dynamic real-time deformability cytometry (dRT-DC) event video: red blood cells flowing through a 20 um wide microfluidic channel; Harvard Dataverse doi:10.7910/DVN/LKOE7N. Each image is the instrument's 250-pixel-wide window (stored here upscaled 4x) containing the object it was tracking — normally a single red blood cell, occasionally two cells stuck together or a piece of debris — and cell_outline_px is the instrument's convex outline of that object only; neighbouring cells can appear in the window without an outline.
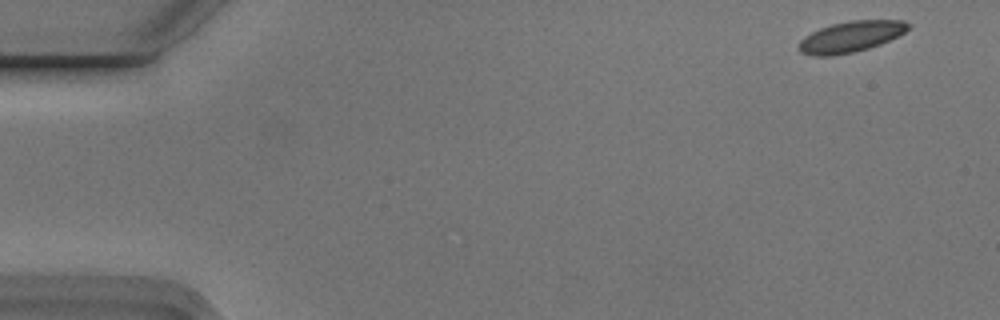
{"species": "Egyptian fruit bat (a non-hibernating species)", "species_latin": "Rousettus aegyptiacus", "temperature_condition": "cold", "stored_images_in_passage": 4, "camera_frame_rate_fps": 3000, "um_per_image_px": 0.085, "animal": {"sex": "male"}, "frame": {"image": 1, "passage_image": 1, "time_ms": 0.0, "image_size_px": [1000, 320], "cell_outline_px": [[912, 24], [904, 32], [880, 44], [868, 48], [852, 52], [832, 56], [812, 56], [800, 52], [800, 40], [804, 36], [820, 28], [832, 24], [848, 20], [904, 20]], "centroid_in_image_um": [72.31, 3.11], "position_along_channel_um": 12.7, "area_um2": 19.59}}
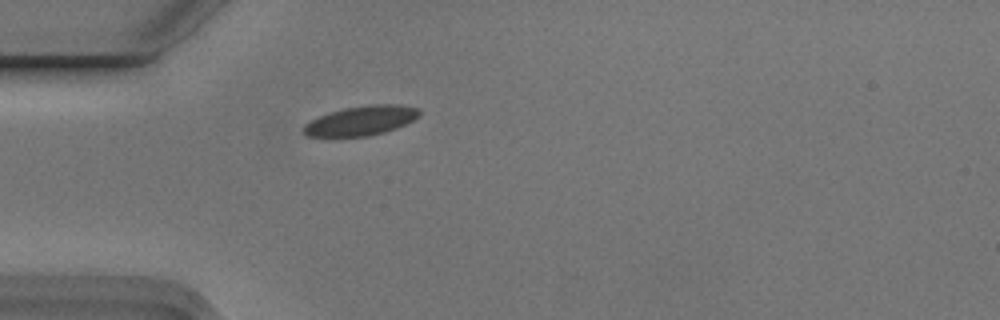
{"frame": {"image": 2, "passage_image": 4, "time_ms": 1.0, "image_size_px": [1000, 320], "cell_outline_px": [[420, 116], [396, 128], [384, 132], [368, 136], [308, 136], [304, 132], [304, 124], [320, 116], [344, 108], [372, 104], [400, 104], [420, 108]], "centroid_in_image_um": [30.75, 10.24], "position_along_channel_um": 54.2, "area_um2": 19.65}}